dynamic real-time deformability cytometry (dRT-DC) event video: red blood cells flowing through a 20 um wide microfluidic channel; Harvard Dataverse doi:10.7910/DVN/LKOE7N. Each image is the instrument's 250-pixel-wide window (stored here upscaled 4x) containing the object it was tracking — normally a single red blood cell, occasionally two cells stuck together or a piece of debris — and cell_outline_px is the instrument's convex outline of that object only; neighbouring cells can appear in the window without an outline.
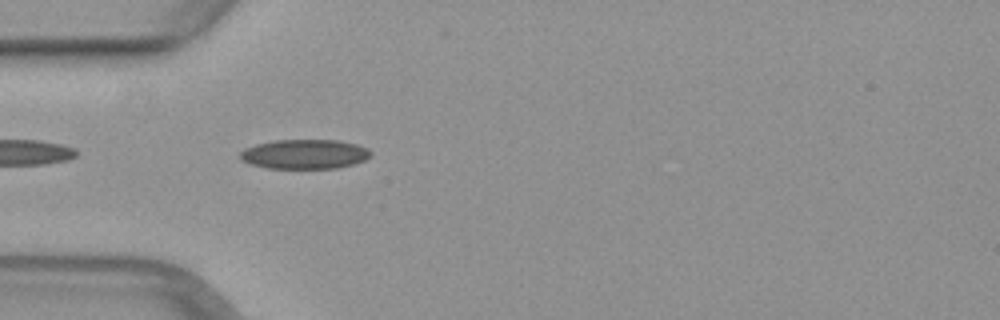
{"species": "common noctule bat (a hibernating species)", "species_latin": "Nyctalus noctula", "temperature_condition": "warm", "stored_images_in_passage": 37, "camera_frame_rate_fps": 3000, "um_per_image_px": 0.085, "animal": {"sex": "female", "body_mass_g": 29.2, "forearm_length_mm": 56.3}, "frame": {"image": 1, "passage_image": 2, "time_ms": 0.333, "image_size_px": [1000, 320], "cell_outline_px": [[372, 152], [364, 160], [352, 164], [336, 168], [268, 168], [248, 164], [240, 160], [240, 152], [244, 148], [256, 144], [276, 140], [340, 140], [356, 144], [368, 148]], "centroid_in_image_um": [25.85, 13.1], "position_along_channel_um": 59.1, "area_um2": 22.48}}
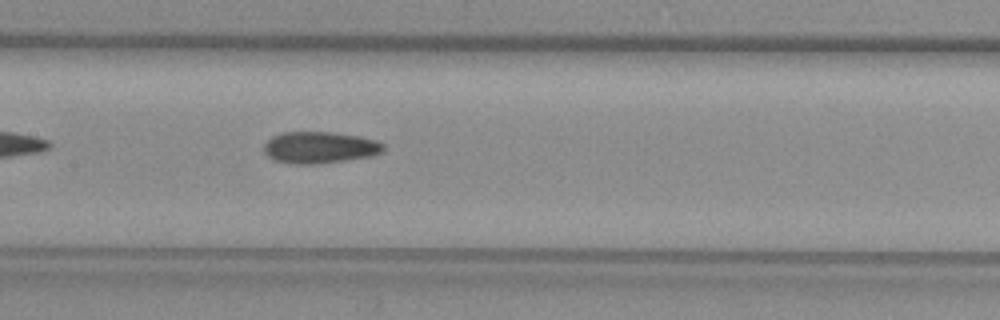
{"frame": {"image": 2, "passage_image": 11, "time_ms": 3.333, "image_size_px": [1000, 320], "cell_outline_px": [[384, 152], [372, 156], [316, 164], [296, 164], [276, 160], [268, 156], [264, 152], [264, 144], [272, 136], [280, 132], [332, 132], [360, 136], [376, 140], [384, 144]], "centroid_in_image_um": [27.19, 12.52], "position_along_channel_um": 180.2, "area_um2": 22.08}}
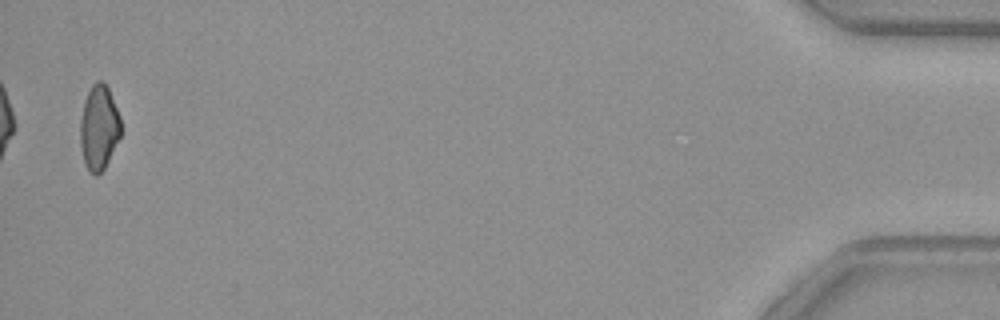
{"frame": {"image": 3, "passage_image": 36, "time_ms": 11.667, "image_size_px": [1000, 320], "cell_outline_px": [[120, 136], [104, 168], [96, 176], [88, 172], [84, 164], [80, 144], [80, 120], [84, 100], [92, 84], [96, 80], [104, 80], [108, 88], [120, 116]], "centroid_in_image_um": [8.38, 10.83], "position_along_channel_um": 426.8, "area_um2": 20.11}}